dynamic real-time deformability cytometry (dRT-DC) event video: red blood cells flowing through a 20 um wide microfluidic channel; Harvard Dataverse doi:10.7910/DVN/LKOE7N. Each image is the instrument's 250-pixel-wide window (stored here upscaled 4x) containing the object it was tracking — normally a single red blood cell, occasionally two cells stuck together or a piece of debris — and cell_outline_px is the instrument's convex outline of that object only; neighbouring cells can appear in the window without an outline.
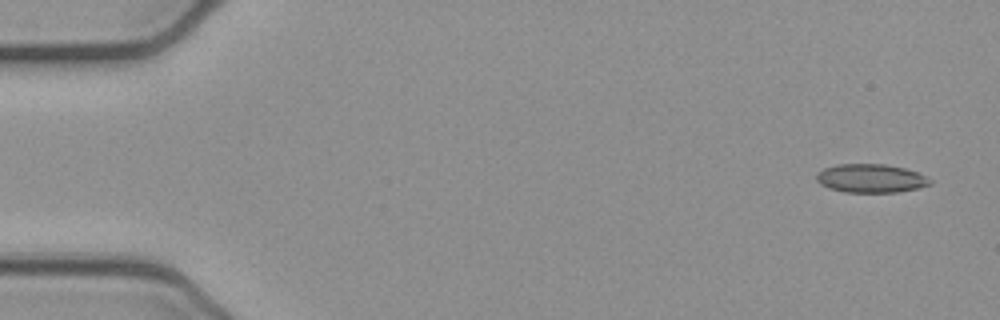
{"species": "common noctule bat (a hibernating species)", "species_latin": "Nyctalus noctula", "temperature_condition": "cold", "stored_images_in_passage": 51, "camera_frame_rate_fps": 3000, "um_per_image_px": 0.085, "animal": {"sex": "female", "body_mass_g": 21.9}, "frame": {"image": 1, "passage_image": 1, "time_ms": 0.0, "image_size_px": [1000, 320], "cell_outline_px": [[932, 184], [916, 188], [896, 192], [844, 192], [828, 188], [820, 184], [816, 180], [816, 172], [824, 168], [836, 164], [884, 164], [904, 168], [916, 172], [932, 180]], "centroid_in_image_um": [73.97, 15.16], "position_along_channel_um": 11.0, "area_um2": 18.9}}
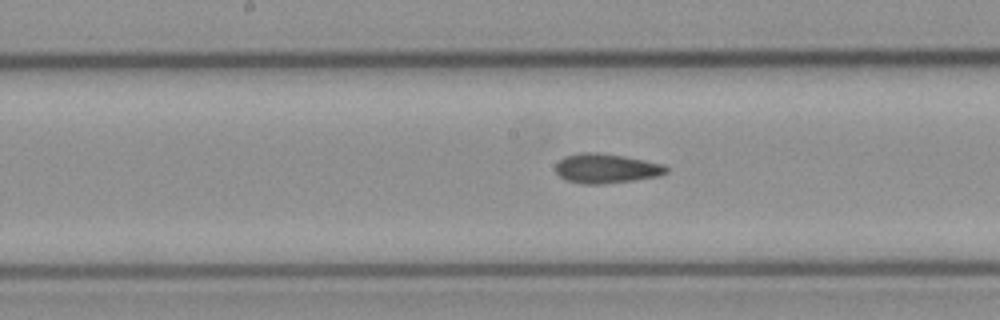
{"frame": {"image": 2, "passage_image": 25, "time_ms": 8.0, "image_size_px": [1000, 320], "cell_outline_px": [[668, 172], [660, 176], [604, 184], [584, 184], [564, 180], [556, 172], [556, 164], [564, 156], [580, 152], [596, 152], [624, 156], [664, 164], [668, 168]], "centroid_in_image_um": [51.52, 14.31], "position_along_channel_um": 196.7, "area_um2": 19.13}}
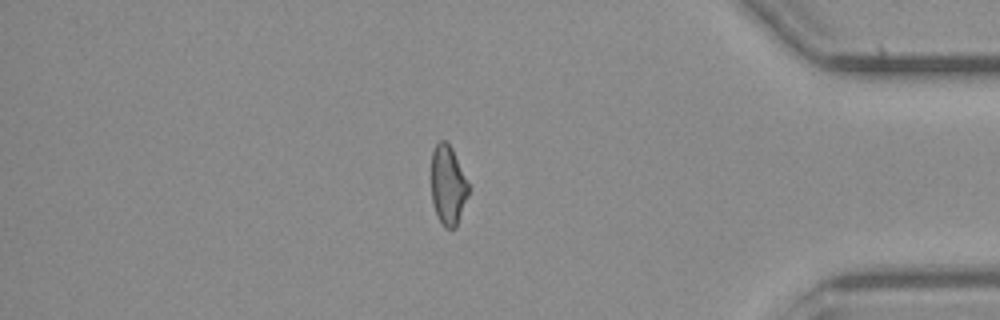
{"frame": {"image": 3, "passage_image": 43, "time_ms": 14.0, "image_size_px": [1000, 320], "cell_outline_px": [[468, 196], [456, 228], [444, 228], [436, 212], [432, 200], [432, 152], [436, 144], [440, 140], [444, 140], [452, 148], [468, 184]], "centroid_in_image_um": [38.07, 15.76], "position_along_channel_um": 397.1, "area_um2": 16.88}, "authors_computed_cell_mechanics": {"area_um2": 18.9584, "velocity_mm_per_s": 3.8971, "shape_relaxation_time_tau1_ms": 6.9492, "shape_relaxation_time_tau2_ms": 1.7654, "deformation_change_tau1": 0.1426, "deformation_change_tau2": 0.0973}}